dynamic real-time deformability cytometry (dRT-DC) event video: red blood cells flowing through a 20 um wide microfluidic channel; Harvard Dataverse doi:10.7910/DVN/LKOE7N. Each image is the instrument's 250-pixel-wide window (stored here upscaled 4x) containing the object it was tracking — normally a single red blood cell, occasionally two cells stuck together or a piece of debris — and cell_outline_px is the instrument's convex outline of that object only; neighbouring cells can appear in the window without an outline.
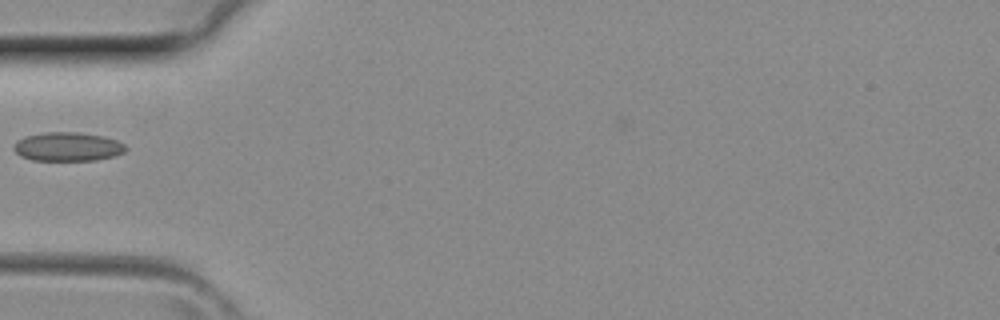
{"species": "common noctule bat (a hibernating species)", "species_latin": "Nyctalus noctula", "temperature_condition": "room temperature", "stored_images_in_passage": 1, "camera_frame_rate_fps": 3000, "um_per_image_px": 0.085, "animal": {"sex": "female", "body_mass_g": 29.2, "forearm_length_mm": 56.3}, "frame": {"image": 1, "passage_image": 1, "time_ms": 0.0, "image_size_px": [1000, 320], "cell_outline_px": [[128, 148], [124, 152], [112, 156], [96, 160], [32, 160], [20, 156], [12, 148], [16, 140], [24, 136], [44, 132], [80, 132], [104, 136], [116, 140], [124, 144]], "centroid_in_image_um": [5.72, 12.46], "position_along_channel_um": 79.3, "area_um2": 18.96}}